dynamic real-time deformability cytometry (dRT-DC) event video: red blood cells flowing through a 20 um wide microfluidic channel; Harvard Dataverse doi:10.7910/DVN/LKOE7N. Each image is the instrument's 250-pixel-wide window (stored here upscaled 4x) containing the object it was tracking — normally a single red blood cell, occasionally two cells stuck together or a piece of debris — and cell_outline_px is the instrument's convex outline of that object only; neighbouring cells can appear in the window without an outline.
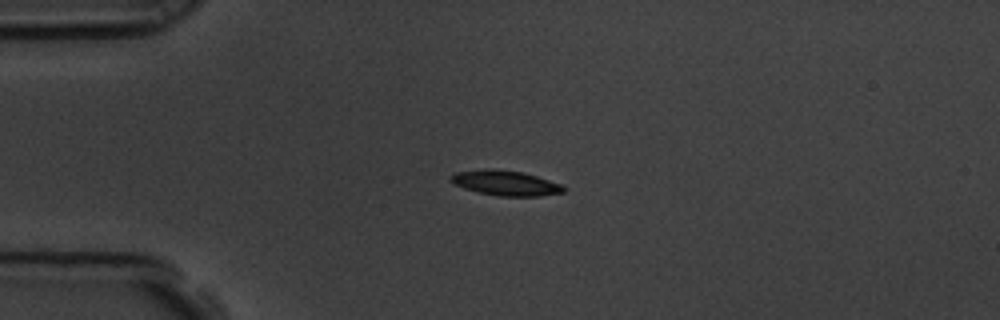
{"species": "common noctule bat (a hibernating species)", "species_latin": "Nyctalus noctula", "temperature_condition": "room temperature", "stored_images_in_passage": 45, "camera_frame_rate_fps": 3000, "um_per_image_px": 0.085, "animal": {"sex": "male", "body_mass_g": 19.5, "forearm_length_mm": 54.6}, "frame": {"image": 1, "passage_image": 1, "time_ms": 0.0, "image_size_px": [1000, 320], "cell_outline_px": [[564, 192], [540, 196], [500, 196], [476, 192], [464, 188], [448, 180], [448, 176], [456, 172], [492, 168], [524, 172], [560, 184], [564, 188]], "centroid_in_image_um": [42.92, 15.55], "position_along_channel_um": 42.1, "area_um2": 16.42}}
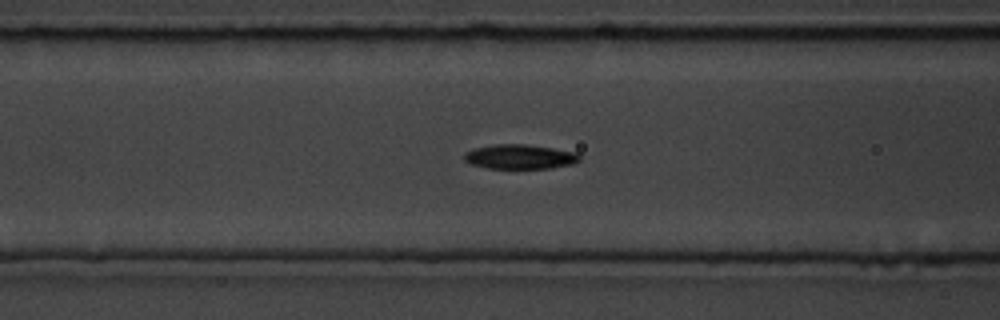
{"frame": {"image": 2, "passage_image": 10, "time_ms": 3.0, "image_size_px": [1000, 320], "cell_outline_px": [[580, 160], [572, 164], [552, 168], [488, 168], [472, 164], [464, 160], [464, 152], [472, 148], [496, 144], [524, 144], [552, 148], [576, 152], [580, 156]], "centroid_in_image_um": [44.17, 13.31], "position_along_channel_um": 122.4, "area_um2": 16.47}}
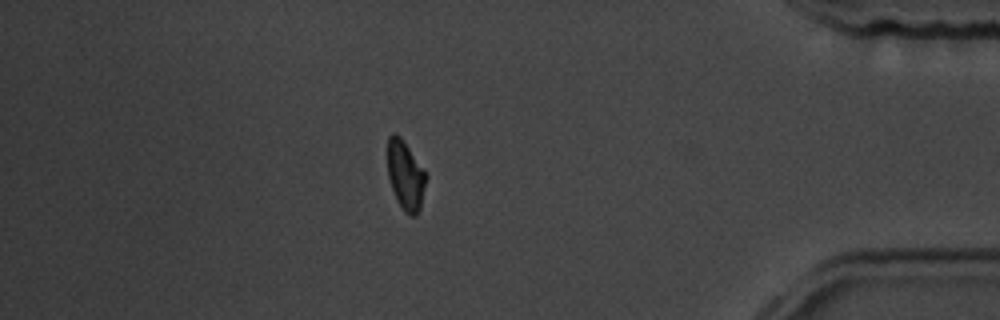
{"frame": {"image": 3, "passage_image": 37, "time_ms": 12.0, "image_size_px": [1000, 320], "cell_outline_px": [[428, 176], [420, 208], [416, 216], [412, 216], [404, 212], [396, 200], [388, 176], [388, 136], [392, 132], [400, 136]], "centroid_in_image_um": [34.47, 14.93], "position_along_channel_um": 400.7, "area_um2": 15.43}, "authors_computed_cell_mechanics": {"area_um2": 16.0106, "velocity_mm_per_s": 3.5277, "shape_relaxation_time_tau1_ms": 2.0582, "shape_relaxation_time_tau2_ms": null, "deformation_change_tau1": 0.1368, "deformation_change_tau2": null}}